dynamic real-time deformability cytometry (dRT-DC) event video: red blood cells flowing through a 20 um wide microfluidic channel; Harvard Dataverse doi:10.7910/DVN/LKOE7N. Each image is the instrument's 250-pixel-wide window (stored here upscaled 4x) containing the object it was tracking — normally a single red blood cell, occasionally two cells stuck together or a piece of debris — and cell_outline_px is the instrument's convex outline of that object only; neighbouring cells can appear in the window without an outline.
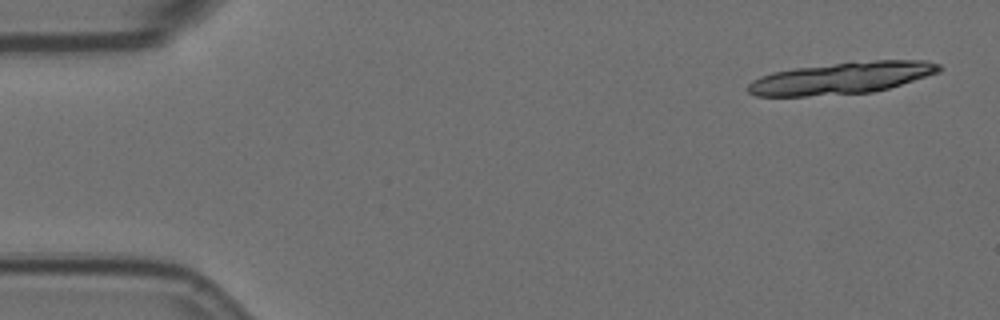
{"species": "Egyptian fruit bat (a non-hibernating species)", "species_latin": "Rousettus aegyptiacus", "temperature_condition": "room temperature", "stored_images_in_passage": 5, "camera_frame_rate_fps": 3000, "um_per_image_px": 0.085, "animal": {"sex": "female"}, "frame": {"image": 1, "passage_image": 1, "time_ms": 0.0, "image_size_px": [1000, 320], "cell_outline_px": [[944, 68], [940, 72], [888, 88], [872, 92], [808, 96], [756, 96], [748, 92], [744, 88], [752, 80], [760, 76], [772, 72], [792, 68], [876, 60], [928, 60], [940, 64]], "centroid_in_image_um": [71.53, 6.63], "position_along_channel_um": 13.5, "area_um2": 35.49}}